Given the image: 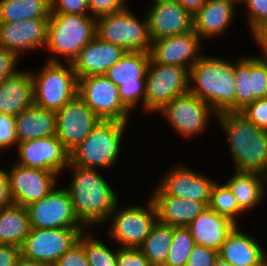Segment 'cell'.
I'll return each instance as SVG.
<instances>
[{
	"label": "cell",
	"mask_w": 267,
	"mask_h": 266,
	"mask_svg": "<svg viewBox=\"0 0 267 266\" xmlns=\"http://www.w3.org/2000/svg\"><path fill=\"white\" fill-rule=\"evenodd\" d=\"M73 177L65 188L73 204L76 216L86 226L100 225L108 221L118 199L111 186L96 169L72 165Z\"/></svg>",
	"instance_id": "6da1fadb"
},
{
	"label": "cell",
	"mask_w": 267,
	"mask_h": 266,
	"mask_svg": "<svg viewBox=\"0 0 267 266\" xmlns=\"http://www.w3.org/2000/svg\"><path fill=\"white\" fill-rule=\"evenodd\" d=\"M226 133L235 171L267 176V130L257 127L240 112L217 114Z\"/></svg>",
	"instance_id": "7a4b0ae2"
},
{
	"label": "cell",
	"mask_w": 267,
	"mask_h": 266,
	"mask_svg": "<svg viewBox=\"0 0 267 266\" xmlns=\"http://www.w3.org/2000/svg\"><path fill=\"white\" fill-rule=\"evenodd\" d=\"M189 91L208 103L216 114L235 112L234 63L219 57L202 56L189 69ZM195 82V83H194Z\"/></svg>",
	"instance_id": "3957f363"
},
{
	"label": "cell",
	"mask_w": 267,
	"mask_h": 266,
	"mask_svg": "<svg viewBox=\"0 0 267 266\" xmlns=\"http://www.w3.org/2000/svg\"><path fill=\"white\" fill-rule=\"evenodd\" d=\"M97 18L79 14H50L47 26V42L45 48L50 62H60L57 55L65 57L67 63L78 56L80 50L96 36Z\"/></svg>",
	"instance_id": "277c9868"
},
{
	"label": "cell",
	"mask_w": 267,
	"mask_h": 266,
	"mask_svg": "<svg viewBox=\"0 0 267 266\" xmlns=\"http://www.w3.org/2000/svg\"><path fill=\"white\" fill-rule=\"evenodd\" d=\"M127 122L101 120L73 151L70 163L84 168H111L118 159Z\"/></svg>",
	"instance_id": "5b68a950"
},
{
	"label": "cell",
	"mask_w": 267,
	"mask_h": 266,
	"mask_svg": "<svg viewBox=\"0 0 267 266\" xmlns=\"http://www.w3.org/2000/svg\"><path fill=\"white\" fill-rule=\"evenodd\" d=\"M34 104L53 112L59 111L78 95V78L72 63L47 61L38 72L31 71Z\"/></svg>",
	"instance_id": "8992f818"
},
{
	"label": "cell",
	"mask_w": 267,
	"mask_h": 266,
	"mask_svg": "<svg viewBox=\"0 0 267 266\" xmlns=\"http://www.w3.org/2000/svg\"><path fill=\"white\" fill-rule=\"evenodd\" d=\"M96 36L126 51L150 52L151 49L146 16L141 21L127 6L118 12L97 17Z\"/></svg>",
	"instance_id": "52a82bcc"
},
{
	"label": "cell",
	"mask_w": 267,
	"mask_h": 266,
	"mask_svg": "<svg viewBox=\"0 0 267 266\" xmlns=\"http://www.w3.org/2000/svg\"><path fill=\"white\" fill-rule=\"evenodd\" d=\"M149 62V52L126 51L105 73V76L118 86L120 100L130 111L135 109L140 100L144 107Z\"/></svg>",
	"instance_id": "ba28073f"
},
{
	"label": "cell",
	"mask_w": 267,
	"mask_h": 266,
	"mask_svg": "<svg viewBox=\"0 0 267 266\" xmlns=\"http://www.w3.org/2000/svg\"><path fill=\"white\" fill-rule=\"evenodd\" d=\"M189 69L155 63L151 58L146 73L144 109L160 112L175 96L189 91Z\"/></svg>",
	"instance_id": "9c48e42d"
},
{
	"label": "cell",
	"mask_w": 267,
	"mask_h": 266,
	"mask_svg": "<svg viewBox=\"0 0 267 266\" xmlns=\"http://www.w3.org/2000/svg\"><path fill=\"white\" fill-rule=\"evenodd\" d=\"M148 209L127 206L119 210L118 203L110 214V237L122 248H138L158 221L155 204L149 199Z\"/></svg>",
	"instance_id": "30bf717a"
},
{
	"label": "cell",
	"mask_w": 267,
	"mask_h": 266,
	"mask_svg": "<svg viewBox=\"0 0 267 266\" xmlns=\"http://www.w3.org/2000/svg\"><path fill=\"white\" fill-rule=\"evenodd\" d=\"M78 96L101 120L128 122L131 111L120 100L118 86L105 75L79 78Z\"/></svg>",
	"instance_id": "8fae6325"
},
{
	"label": "cell",
	"mask_w": 267,
	"mask_h": 266,
	"mask_svg": "<svg viewBox=\"0 0 267 266\" xmlns=\"http://www.w3.org/2000/svg\"><path fill=\"white\" fill-rule=\"evenodd\" d=\"M31 228L85 229L76 216L70 195L65 188L56 187L41 200L26 206Z\"/></svg>",
	"instance_id": "7c38bea8"
},
{
	"label": "cell",
	"mask_w": 267,
	"mask_h": 266,
	"mask_svg": "<svg viewBox=\"0 0 267 266\" xmlns=\"http://www.w3.org/2000/svg\"><path fill=\"white\" fill-rule=\"evenodd\" d=\"M85 229L31 228L23 245L21 254L24 259L54 265L79 239Z\"/></svg>",
	"instance_id": "4fadbf2b"
},
{
	"label": "cell",
	"mask_w": 267,
	"mask_h": 266,
	"mask_svg": "<svg viewBox=\"0 0 267 266\" xmlns=\"http://www.w3.org/2000/svg\"><path fill=\"white\" fill-rule=\"evenodd\" d=\"M160 111L174 127L173 129L185 138L203 132L213 113L217 118L212 107L190 91L175 96Z\"/></svg>",
	"instance_id": "5bb4252c"
},
{
	"label": "cell",
	"mask_w": 267,
	"mask_h": 266,
	"mask_svg": "<svg viewBox=\"0 0 267 266\" xmlns=\"http://www.w3.org/2000/svg\"><path fill=\"white\" fill-rule=\"evenodd\" d=\"M56 115V136L70 153L92 132L101 119L77 95Z\"/></svg>",
	"instance_id": "9a60e30c"
},
{
	"label": "cell",
	"mask_w": 267,
	"mask_h": 266,
	"mask_svg": "<svg viewBox=\"0 0 267 266\" xmlns=\"http://www.w3.org/2000/svg\"><path fill=\"white\" fill-rule=\"evenodd\" d=\"M8 176L13 204L26 207L48 195L56 187L59 175L50 170L27 168L15 163Z\"/></svg>",
	"instance_id": "2e32d148"
},
{
	"label": "cell",
	"mask_w": 267,
	"mask_h": 266,
	"mask_svg": "<svg viewBox=\"0 0 267 266\" xmlns=\"http://www.w3.org/2000/svg\"><path fill=\"white\" fill-rule=\"evenodd\" d=\"M18 165L50 170L58 175L69 165L70 153L57 136L38 138L17 144Z\"/></svg>",
	"instance_id": "e0dca14e"
},
{
	"label": "cell",
	"mask_w": 267,
	"mask_h": 266,
	"mask_svg": "<svg viewBox=\"0 0 267 266\" xmlns=\"http://www.w3.org/2000/svg\"><path fill=\"white\" fill-rule=\"evenodd\" d=\"M201 37L194 31L152 40L150 58L155 63L190 69L203 55Z\"/></svg>",
	"instance_id": "ac0fdd59"
},
{
	"label": "cell",
	"mask_w": 267,
	"mask_h": 266,
	"mask_svg": "<svg viewBox=\"0 0 267 266\" xmlns=\"http://www.w3.org/2000/svg\"><path fill=\"white\" fill-rule=\"evenodd\" d=\"M215 183L216 181L181 164L166 172L158 186L168 195L204 202L209 206Z\"/></svg>",
	"instance_id": "d6986e66"
},
{
	"label": "cell",
	"mask_w": 267,
	"mask_h": 266,
	"mask_svg": "<svg viewBox=\"0 0 267 266\" xmlns=\"http://www.w3.org/2000/svg\"><path fill=\"white\" fill-rule=\"evenodd\" d=\"M48 19L31 18L0 23V44L19 57L21 52L44 48L47 42Z\"/></svg>",
	"instance_id": "ffe728a7"
},
{
	"label": "cell",
	"mask_w": 267,
	"mask_h": 266,
	"mask_svg": "<svg viewBox=\"0 0 267 266\" xmlns=\"http://www.w3.org/2000/svg\"><path fill=\"white\" fill-rule=\"evenodd\" d=\"M147 13L151 40L184 34L193 30V17L174 0L156 3Z\"/></svg>",
	"instance_id": "44dd1931"
},
{
	"label": "cell",
	"mask_w": 267,
	"mask_h": 266,
	"mask_svg": "<svg viewBox=\"0 0 267 266\" xmlns=\"http://www.w3.org/2000/svg\"><path fill=\"white\" fill-rule=\"evenodd\" d=\"M121 46L103 41L95 36L72 61L77 78L92 75H105L107 70L116 64L125 54Z\"/></svg>",
	"instance_id": "7402d4cb"
},
{
	"label": "cell",
	"mask_w": 267,
	"mask_h": 266,
	"mask_svg": "<svg viewBox=\"0 0 267 266\" xmlns=\"http://www.w3.org/2000/svg\"><path fill=\"white\" fill-rule=\"evenodd\" d=\"M151 200L155 204L158 221L172 227H187L208 207L204 202L168 195L159 186Z\"/></svg>",
	"instance_id": "603a6c76"
},
{
	"label": "cell",
	"mask_w": 267,
	"mask_h": 266,
	"mask_svg": "<svg viewBox=\"0 0 267 266\" xmlns=\"http://www.w3.org/2000/svg\"><path fill=\"white\" fill-rule=\"evenodd\" d=\"M237 225L229 217L218 214L208 206L187 228L190 230L195 244L219 252L222 244Z\"/></svg>",
	"instance_id": "cb8c5ba5"
},
{
	"label": "cell",
	"mask_w": 267,
	"mask_h": 266,
	"mask_svg": "<svg viewBox=\"0 0 267 266\" xmlns=\"http://www.w3.org/2000/svg\"><path fill=\"white\" fill-rule=\"evenodd\" d=\"M236 2L233 0H206L193 16V30L201 37L221 36L234 19Z\"/></svg>",
	"instance_id": "d4e9b609"
},
{
	"label": "cell",
	"mask_w": 267,
	"mask_h": 266,
	"mask_svg": "<svg viewBox=\"0 0 267 266\" xmlns=\"http://www.w3.org/2000/svg\"><path fill=\"white\" fill-rule=\"evenodd\" d=\"M34 103L31 72L19 70L0 82V113L17 116Z\"/></svg>",
	"instance_id": "484cf974"
},
{
	"label": "cell",
	"mask_w": 267,
	"mask_h": 266,
	"mask_svg": "<svg viewBox=\"0 0 267 266\" xmlns=\"http://www.w3.org/2000/svg\"><path fill=\"white\" fill-rule=\"evenodd\" d=\"M238 225L228 235L218 252V256L232 266H256L266 258L261 244L255 238L238 229Z\"/></svg>",
	"instance_id": "4316f807"
},
{
	"label": "cell",
	"mask_w": 267,
	"mask_h": 266,
	"mask_svg": "<svg viewBox=\"0 0 267 266\" xmlns=\"http://www.w3.org/2000/svg\"><path fill=\"white\" fill-rule=\"evenodd\" d=\"M14 118L18 143L56 136V115L53 111L33 103Z\"/></svg>",
	"instance_id": "83f0119b"
},
{
	"label": "cell",
	"mask_w": 267,
	"mask_h": 266,
	"mask_svg": "<svg viewBox=\"0 0 267 266\" xmlns=\"http://www.w3.org/2000/svg\"><path fill=\"white\" fill-rule=\"evenodd\" d=\"M265 183H264V182ZM267 176L257 172L236 171L225 183L234 194L239 208L247 212L264 199Z\"/></svg>",
	"instance_id": "f1b7e54d"
},
{
	"label": "cell",
	"mask_w": 267,
	"mask_h": 266,
	"mask_svg": "<svg viewBox=\"0 0 267 266\" xmlns=\"http://www.w3.org/2000/svg\"><path fill=\"white\" fill-rule=\"evenodd\" d=\"M30 229L26 207L12 204L0 208V244L22 246Z\"/></svg>",
	"instance_id": "f546056e"
},
{
	"label": "cell",
	"mask_w": 267,
	"mask_h": 266,
	"mask_svg": "<svg viewBox=\"0 0 267 266\" xmlns=\"http://www.w3.org/2000/svg\"><path fill=\"white\" fill-rule=\"evenodd\" d=\"M50 0H0V23L49 19Z\"/></svg>",
	"instance_id": "4dcf8cb0"
},
{
	"label": "cell",
	"mask_w": 267,
	"mask_h": 266,
	"mask_svg": "<svg viewBox=\"0 0 267 266\" xmlns=\"http://www.w3.org/2000/svg\"><path fill=\"white\" fill-rule=\"evenodd\" d=\"M172 239L173 227L157 221L138 249L151 266H164Z\"/></svg>",
	"instance_id": "1f68e13d"
},
{
	"label": "cell",
	"mask_w": 267,
	"mask_h": 266,
	"mask_svg": "<svg viewBox=\"0 0 267 266\" xmlns=\"http://www.w3.org/2000/svg\"><path fill=\"white\" fill-rule=\"evenodd\" d=\"M78 242L83 246L90 266H117L118 248L111 251L99 239L86 235L85 231L80 234Z\"/></svg>",
	"instance_id": "d6a6232c"
},
{
	"label": "cell",
	"mask_w": 267,
	"mask_h": 266,
	"mask_svg": "<svg viewBox=\"0 0 267 266\" xmlns=\"http://www.w3.org/2000/svg\"><path fill=\"white\" fill-rule=\"evenodd\" d=\"M194 245L187 227H173V239L164 266H186Z\"/></svg>",
	"instance_id": "836d02e7"
},
{
	"label": "cell",
	"mask_w": 267,
	"mask_h": 266,
	"mask_svg": "<svg viewBox=\"0 0 267 266\" xmlns=\"http://www.w3.org/2000/svg\"><path fill=\"white\" fill-rule=\"evenodd\" d=\"M209 207L218 214L229 217L235 223L236 217L244 213L238 206L234 194L226 184L215 183L211 191Z\"/></svg>",
	"instance_id": "e575fe53"
},
{
	"label": "cell",
	"mask_w": 267,
	"mask_h": 266,
	"mask_svg": "<svg viewBox=\"0 0 267 266\" xmlns=\"http://www.w3.org/2000/svg\"><path fill=\"white\" fill-rule=\"evenodd\" d=\"M236 79L235 112H239L250 104V57H243L234 62Z\"/></svg>",
	"instance_id": "d590c367"
},
{
	"label": "cell",
	"mask_w": 267,
	"mask_h": 266,
	"mask_svg": "<svg viewBox=\"0 0 267 266\" xmlns=\"http://www.w3.org/2000/svg\"><path fill=\"white\" fill-rule=\"evenodd\" d=\"M267 97V56L250 57V103Z\"/></svg>",
	"instance_id": "8d00e7d4"
},
{
	"label": "cell",
	"mask_w": 267,
	"mask_h": 266,
	"mask_svg": "<svg viewBox=\"0 0 267 266\" xmlns=\"http://www.w3.org/2000/svg\"><path fill=\"white\" fill-rule=\"evenodd\" d=\"M239 112L257 127L267 130V97L256 99Z\"/></svg>",
	"instance_id": "74e56055"
},
{
	"label": "cell",
	"mask_w": 267,
	"mask_h": 266,
	"mask_svg": "<svg viewBox=\"0 0 267 266\" xmlns=\"http://www.w3.org/2000/svg\"><path fill=\"white\" fill-rule=\"evenodd\" d=\"M242 3L246 4L247 12H249V27L253 34L262 24L267 22V0H243Z\"/></svg>",
	"instance_id": "f35d334b"
},
{
	"label": "cell",
	"mask_w": 267,
	"mask_h": 266,
	"mask_svg": "<svg viewBox=\"0 0 267 266\" xmlns=\"http://www.w3.org/2000/svg\"><path fill=\"white\" fill-rule=\"evenodd\" d=\"M50 14L90 15L88 0H50Z\"/></svg>",
	"instance_id": "ab89813d"
},
{
	"label": "cell",
	"mask_w": 267,
	"mask_h": 266,
	"mask_svg": "<svg viewBox=\"0 0 267 266\" xmlns=\"http://www.w3.org/2000/svg\"><path fill=\"white\" fill-rule=\"evenodd\" d=\"M17 143L15 118L0 113V152Z\"/></svg>",
	"instance_id": "60d3db41"
},
{
	"label": "cell",
	"mask_w": 267,
	"mask_h": 266,
	"mask_svg": "<svg viewBox=\"0 0 267 266\" xmlns=\"http://www.w3.org/2000/svg\"><path fill=\"white\" fill-rule=\"evenodd\" d=\"M218 251L195 244L186 266H213Z\"/></svg>",
	"instance_id": "b9f144b4"
},
{
	"label": "cell",
	"mask_w": 267,
	"mask_h": 266,
	"mask_svg": "<svg viewBox=\"0 0 267 266\" xmlns=\"http://www.w3.org/2000/svg\"><path fill=\"white\" fill-rule=\"evenodd\" d=\"M90 15L99 17L124 9L126 0H88ZM93 14V15H92Z\"/></svg>",
	"instance_id": "7bdbcfd3"
},
{
	"label": "cell",
	"mask_w": 267,
	"mask_h": 266,
	"mask_svg": "<svg viewBox=\"0 0 267 266\" xmlns=\"http://www.w3.org/2000/svg\"><path fill=\"white\" fill-rule=\"evenodd\" d=\"M118 248L117 266H151L138 248Z\"/></svg>",
	"instance_id": "ee69618b"
},
{
	"label": "cell",
	"mask_w": 267,
	"mask_h": 266,
	"mask_svg": "<svg viewBox=\"0 0 267 266\" xmlns=\"http://www.w3.org/2000/svg\"><path fill=\"white\" fill-rule=\"evenodd\" d=\"M20 57L0 44V82L13 76L19 70L15 68Z\"/></svg>",
	"instance_id": "f6af8a7d"
},
{
	"label": "cell",
	"mask_w": 267,
	"mask_h": 266,
	"mask_svg": "<svg viewBox=\"0 0 267 266\" xmlns=\"http://www.w3.org/2000/svg\"><path fill=\"white\" fill-rule=\"evenodd\" d=\"M54 266H90L83 246L77 242L61 258L57 260Z\"/></svg>",
	"instance_id": "bcb514c9"
},
{
	"label": "cell",
	"mask_w": 267,
	"mask_h": 266,
	"mask_svg": "<svg viewBox=\"0 0 267 266\" xmlns=\"http://www.w3.org/2000/svg\"><path fill=\"white\" fill-rule=\"evenodd\" d=\"M21 257V246L0 244V266H16Z\"/></svg>",
	"instance_id": "7dc6e473"
},
{
	"label": "cell",
	"mask_w": 267,
	"mask_h": 266,
	"mask_svg": "<svg viewBox=\"0 0 267 266\" xmlns=\"http://www.w3.org/2000/svg\"><path fill=\"white\" fill-rule=\"evenodd\" d=\"M12 204L8 171L0 168V208L9 207Z\"/></svg>",
	"instance_id": "c3c4849f"
},
{
	"label": "cell",
	"mask_w": 267,
	"mask_h": 266,
	"mask_svg": "<svg viewBox=\"0 0 267 266\" xmlns=\"http://www.w3.org/2000/svg\"><path fill=\"white\" fill-rule=\"evenodd\" d=\"M252 36L254 41L261 47L263 56H267V22L262 24Z\"/></svg>",
	"instance_id": "681fc988"
},
{
	"label": "cell",
	"mask_w": 267,
	"mask_h": 266,
	"mask_svg": "<svg viewBox=\"0 0 267 266\" xmlns=\"http://www.w3.org/2000/svg\"><path fill=\"white\" fill-rule=\"evenodd\" d=\"M178 2L192 17L204 6L206 0H174Z\"/></svg>",
	"instance_id": "f907efd6"
},
{
	"label": "cell",
	"mask_w": 267,
	"mask_h": 266,
	"mask_svg": "<svg viewBox=\"0 0 267 266\" xmlns=\"http://www.w3.org/2000/svg\"><path fill=\"white\" fill-rule=\"evenodd\" d=\"M16 266H54L45 262L30 261L21 257Z\"/></svg>",
	"instance_id": "816d5d0a"
},
{
	"label": "cell",
	"mask_w": 267,
	"mask_h": 266,
	"mask_svg": "<svg viewBox=\"0 0 267 266\" xmlns=\"http://www.w3.org/2000/svg\"><path fill=\"white\" fill-rule=\"evenodd\" d=\"M213 266H232L229 262L223 260L222 258H220L219 256L216 258V260L214 261Z\"/></svg>",
	"instance_id": "f5cc1de1"
},
{
	"label": "cell",
	"mask_w": 267,
	"mask_h": 266,
	"mask_svg": "<svg viewBox=\"0 0 267 266\" xmlns=\"http://www.w3.org/2000/svg\"><path fill=\"white\" fill-rule=\"evenodd\" d=\"M256 266H267V257L261 263H259Z\"/></svg>",
	"instance_id": "db71d44e"
},
{
	"label": "cell",
	"mask_w": 267,
	"mask_h": 266,
	"mask_svg": "<svg viewBox=\"0 0 267 266\" xmlns=\"http://www.w3.org/2000/svg\"><path fill=\"white\" fill-rule=\"evenodd\" d=\"M154 4L160 3V2H166V1H173V0H153Z\"/></svg>",
	"instance_id": "11a10c76"
},
{
	"label": "cell",
	"mask_w": 267,
	"mask_h": 266,
	"mask_svg": "<svg viewBox=\"0 0 267 266\" xmlns=\"http://www.w3.org/2000/svg\"><path fill=\"white\" fill-rule=\"evenodd\" d=\"M233 1H235L236 3H239V2L242 3L243 0H233Z\"/></svg>",
	"instance_id": "9f6ffc18"
}]
</instances>
